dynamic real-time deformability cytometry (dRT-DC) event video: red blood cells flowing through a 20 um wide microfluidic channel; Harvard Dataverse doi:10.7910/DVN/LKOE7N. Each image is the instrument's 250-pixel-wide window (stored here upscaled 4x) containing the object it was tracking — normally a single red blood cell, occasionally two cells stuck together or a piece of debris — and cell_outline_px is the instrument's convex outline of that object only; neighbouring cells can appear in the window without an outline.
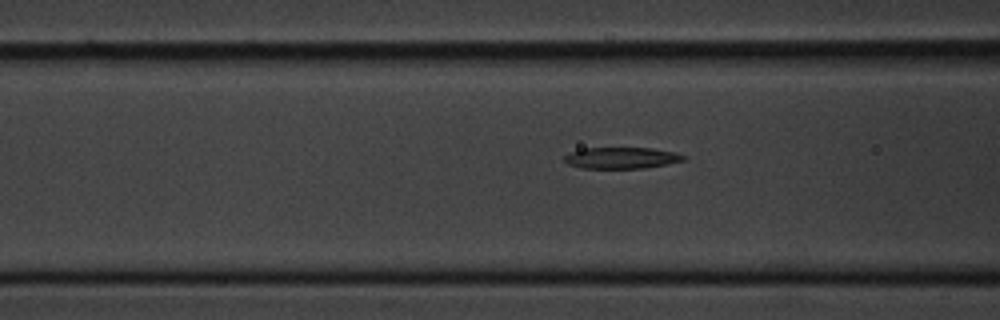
{"species": "common noctule bat (a hibernating species)", "species_latin": "Nyctalus noctula", "temperature_condition": "cold", "stored_images_in_passage": 5, "camera_frame_rate_fps": 3000, "um_per_image_px": 0.085, "animal": {"sex": "male", "body_mass_g": 20.1, "forearm_length_mm": 53.5}, "frame": {"image": 1, "passage_image": 5, "time_ms": 5.667, "image_size_px": [1000, 320], "cell_outline_px": [[688, 156], [684, 160], [644, 168], [580, 168], [568, 164], [564, 160], [564, 156], [572, 152], [584, 148], [652, 148], [676, 152]], "centroid_in_image_um": [52.84, 13.42], "position_along_channel_um": 113.8, "area_um2": 14.74}}